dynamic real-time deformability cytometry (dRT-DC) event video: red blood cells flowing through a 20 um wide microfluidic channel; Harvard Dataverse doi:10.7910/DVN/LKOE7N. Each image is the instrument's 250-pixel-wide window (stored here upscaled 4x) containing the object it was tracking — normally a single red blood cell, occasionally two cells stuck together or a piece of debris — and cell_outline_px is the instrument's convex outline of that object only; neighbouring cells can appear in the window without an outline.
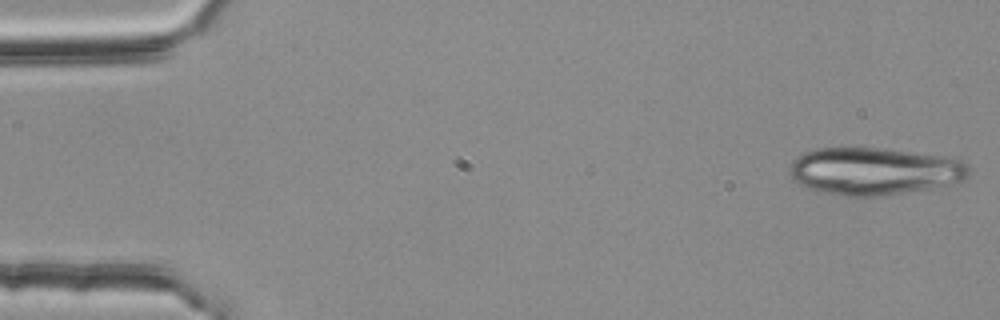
{"species": "common noctule bat (a hibernating species)", "species_latin": "Nyctalus noctula", "temperature_condition": "room temperature", "stored_images_in_passage": 18, "camera_frame_rate_fps": 3000, "um_per_image_px": 0.085, "animal": {"sex": "female", "body_mass_g": 25.1}, "frame": {"image": 1, "passage_image": 1, "time_ms": 0.0, "image_size_px": [1000, 320], "cell_outline_px": [[968, 176], [964, 180], [928, 188], [880, 196], [844, 196], [824, 192], [808, 188], [792, 180], [788, 176], [788, 164], [796, 156], [804, 152], [816, 148], [876, 148], [940, 156], [960, 160], [968, 164]], "centroid_in_image_um": [74.2, 14.55], "position_along_channel_um": 10.8, "area_um2": 49.19}}